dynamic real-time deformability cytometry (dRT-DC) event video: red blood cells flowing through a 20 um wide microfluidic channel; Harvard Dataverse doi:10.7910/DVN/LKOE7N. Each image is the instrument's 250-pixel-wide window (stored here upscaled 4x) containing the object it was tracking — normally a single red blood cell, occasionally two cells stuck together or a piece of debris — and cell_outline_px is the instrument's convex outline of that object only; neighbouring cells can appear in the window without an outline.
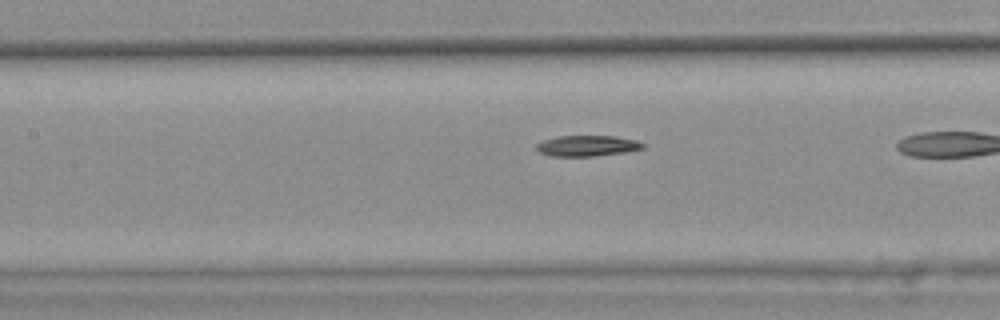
{"species": "common noctule bat (a hibernating species)", "species_latin": "Nyctalus noctula", "temperature_condition": "warm", "stored_images_in_passage": 31, "camera_frame_rate_fps": 3000, "um_per_image_px": 0.085, "animal": {"sex": "female", "body_mass_g": 25.1}, "frame": {"image": 1, "passage_image": 14, "time_ms": 4.333, "image_size_px": [1000, 320], "cell_outline_px": [[644, 148], [624, 152], [596, 156], [552, 156], [540, 152], [536, 148], [536, 144], [544, 140], [556, 136], [616, 136], [636, 140], [644, 144]], "centroid_in_image_um": [49.91, 12.39], "position_along_channel_um": 157.5, "area_um2": 12.83}}